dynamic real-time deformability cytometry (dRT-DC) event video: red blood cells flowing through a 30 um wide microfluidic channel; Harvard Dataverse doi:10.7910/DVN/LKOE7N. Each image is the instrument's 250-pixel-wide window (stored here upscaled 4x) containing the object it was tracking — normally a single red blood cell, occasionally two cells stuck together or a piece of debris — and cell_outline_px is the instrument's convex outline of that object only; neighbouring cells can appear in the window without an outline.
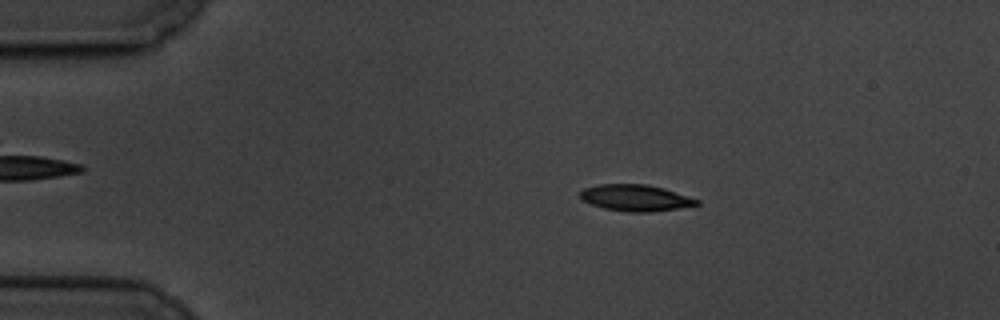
{"species": "common noctule bat (a hibernating species)", "species_latin": "Nyctalus noctula", "temperature_condition": "cold", "stored_images_in_passage": 60, "camera_frame_rate_fps": 3000, "um_per_image_px": 0.085, "animal": {"sex": "male", "body_mass_g": 19.5, "forearm_length_mm": 54.6}, "frame": {"image": 1, "passage_image": 11, "time_ms": 3.333, "image_size_px": [1000, 320], "cell_outline_px": [[700, 204], [680, 208], [652, 212], [628, 212], [604, 208], [580, 200], [580, 192], [584, 188], [600, 184], [644, 184], [664, 188], [700, 200]], "centroid_in_image_um": [54.02, 16.82], "position_along_channel_um": 31.0, "area_um2": 17.98}}
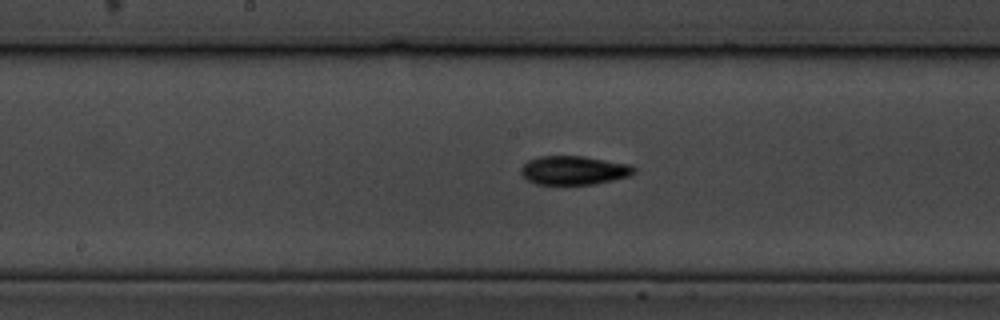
{"frame": {"image": 2, "passage_image": 31, "time_ms": 10.0, "image_size_px": [1000, 320], "cell_outline_px": [[636, 172], [632, 176], [592, 184], [536, 184], [528, 180], [520, 172], [520, 168], [528, 160], [540, 156], [584, 156], [632, 164], [636, 168]], "centroid_in_image_um": [48.83, 14.46], "position_along_channel_um": 199.4, "area_um2": 19.13}}
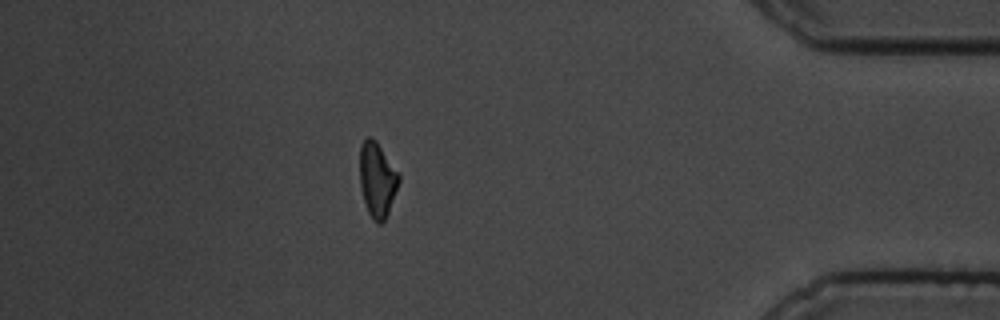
{"frame": {"image": 3, "passage_image": 53, "time_ms": 17.333, "image_size_px": [1000, 320], "cell_outline_px": [[400, 180], [388, 212], [384, 220], [380, 224], [376, 224], [372, 220], [368, 212], [364, 200], [360, 184], [360, 144], [368, 136], [372, 136], [376, 140], [400, 172]], "centroid_in_image_um": [32.07, 15.23], "position_along_channel_um": 403.1, "area_um2": 17.22}, "authors_computed_cell_mechanics": {"area_um2": 17.918, "velocity_mm_per_s": 3.3162, "shape_relaxation_time_tau1_ms": 4.7408, "shape_relaxation_time_tau2_ms": 5.2559, "deformation_change_tau1": 0.1612, "deformation_change_tau2": 0.0897}}